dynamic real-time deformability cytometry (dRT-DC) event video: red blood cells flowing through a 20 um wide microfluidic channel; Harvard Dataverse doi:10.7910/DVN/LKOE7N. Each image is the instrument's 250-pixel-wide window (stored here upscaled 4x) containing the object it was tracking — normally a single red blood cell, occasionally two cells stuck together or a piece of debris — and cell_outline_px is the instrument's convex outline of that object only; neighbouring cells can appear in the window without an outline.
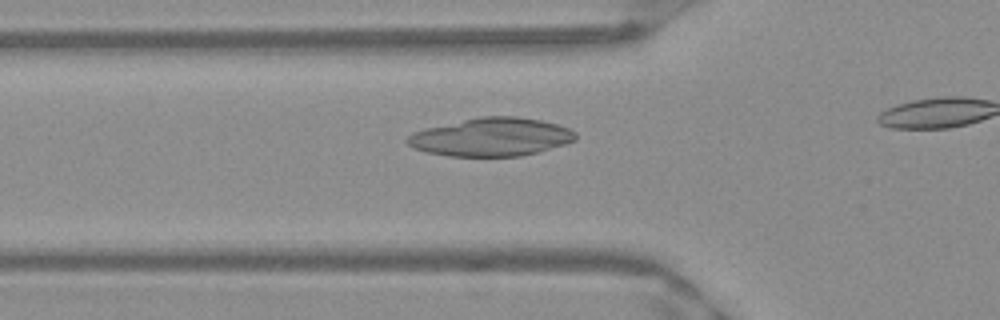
{"species": "Egyptian fruit bat (a non-hibernating species)", "species_latin": "Rousettus aegyptiacus", "temperature_condition": "warm", "stored_images_in_passage": 18, "camera_frame_rate_fps": 3000, "um_per_image_px": 0.085, "frame": {"image": 1, "passage_image": 13, "time_ms": 4.0, "image_size_px": [1000, 320], "cell_outline_px": [[576, 140], [540, 152], [520, 156], [448, 156], [424, 152], [412, 148], [404, 140], [412, 132], [424, 128], [480, 116], [516, 116], [540, 120], [556, 124], [568, 128], [576, 132]], "centroid_in_image_um": [41.72, 11.65], "position_along_channel_um": 84.1, "area_um2": 37.74}}
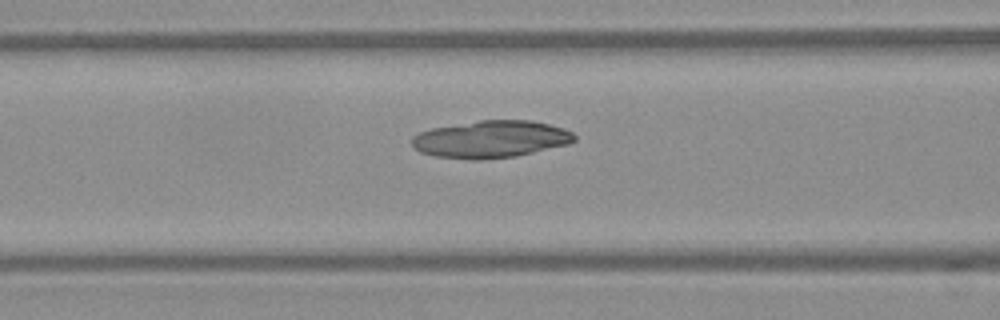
{"frame": {"image": 2, "passage_image": 16, "time_ms": 5.0, "image_size_px": [1000, 320], "cell_outline_px": [[576, 140], [568, 144], [516, 156], [480, 160], [472, 160], [436, 156], [420, 152], [412, 144], [412, 136], [420, 132], [432, 128], [480, 120], [532, 120], [564, 128], [572, 132], [576, 136]], "centroid_in_image_um": [41.74, 11.83], "position_along_channel_um": 124.9, "area_um2": 35.2}}